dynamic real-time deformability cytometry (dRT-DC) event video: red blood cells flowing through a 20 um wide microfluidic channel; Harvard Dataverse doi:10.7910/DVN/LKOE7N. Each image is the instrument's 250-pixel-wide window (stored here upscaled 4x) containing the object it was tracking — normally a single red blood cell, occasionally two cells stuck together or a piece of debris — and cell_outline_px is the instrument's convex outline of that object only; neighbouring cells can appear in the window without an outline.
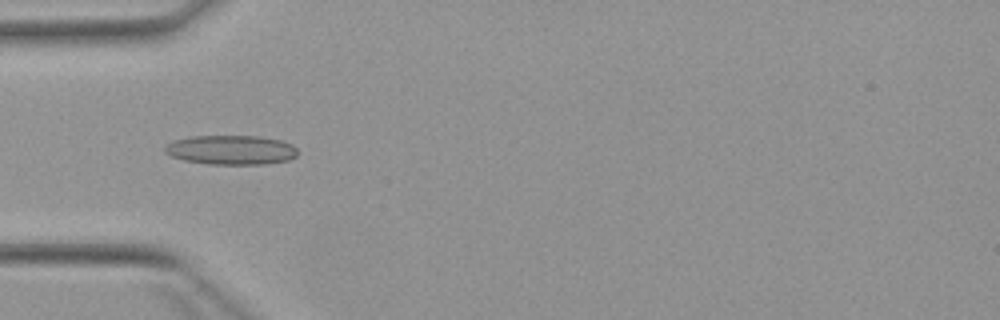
{"species": "Egyptian fruit bat (a non-hibernating species)", "species_latin": "Rousettus aegyptiacus", "temperature_condition": "warm", "stored_images_in_passage": 5, "camera_frame_rate_fps": 3000, "um_per_image_px": 0.085, "animal": {"sex": "female"}, "frame": {"image": 1, "passage_image": 3, "time_ms": 3.333, "image_size_px": [1000, 320], "cell_outline_px": [[296, 156], [288, 160], [264, 164], [208, 164], [184, 160], [172, 156], [164, 152], [164, 148], [172, 140], [188, 136], [260, 136], [280, 140], [292, 144], [296, 148]], "centroid_in_image_um": [19.62, 12.73], "position_along_channel_um": 65.4, "area_um2": 22.77}}
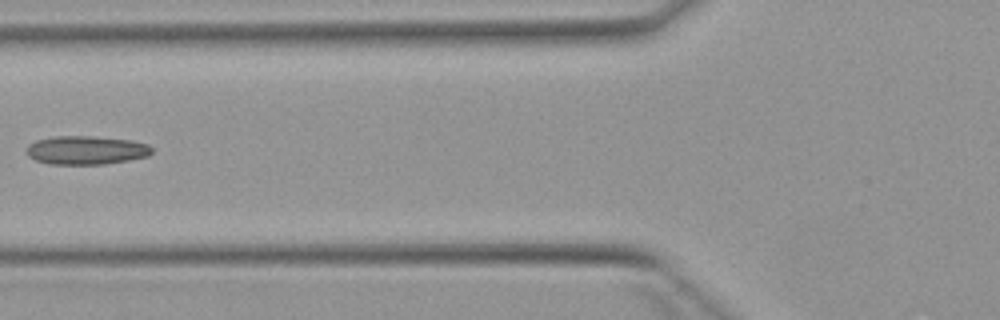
{"frame": {"image": 2, "passage_image": 4, "time_ms": 4.667, "image_size_px": [1000, 320], "cell_outline_px": [[152, 152], [148, 156], [128, 160], [104, 164], [52, 164], [36, 160], [28, 156], [28, 144], [36, 140], [56, 136], [96, 136], [128, 140], [148, 144], [152, 148]], "centroid_in_image_um": [7.33, 12.76], "position_along_channel_um": 118.5, "area_um2": 20.75}}
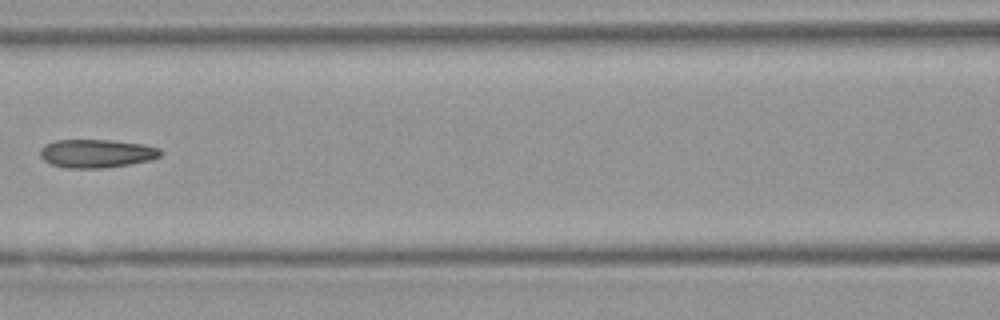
{"frame": {"image": 3, "passage_image": 5, "time_ms": 5.667, "image_size_px": [1000, 320], "cell_outline_px": [[164, 152], [160, 156], [152, 160], [104, 168], [64, 168], [52, 164], [44, 160], [40, 156], [40, 148], [44, 144], [56, 140], [112, 140], [144, 144], [160, 148]], "centroid_in_image_um": [8.22, 13.04], "position_along_channel_um": 158.4, "area_um2": 20.11}}